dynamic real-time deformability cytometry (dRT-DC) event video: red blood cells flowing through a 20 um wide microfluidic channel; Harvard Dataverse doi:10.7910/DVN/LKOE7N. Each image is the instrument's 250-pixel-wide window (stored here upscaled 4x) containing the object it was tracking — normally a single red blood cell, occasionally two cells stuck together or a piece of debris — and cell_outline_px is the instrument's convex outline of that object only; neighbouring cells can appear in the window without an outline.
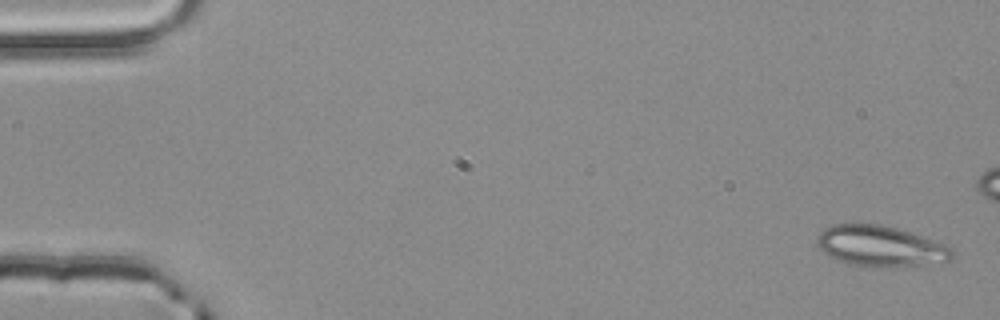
{"species": "common noctule bat (a hibernating species)", "species_latin": "Nyctalus noctula", "temperature_condition": "room temperature", "stored_images_in_passage": 6, "camera_frame_rate_fps": 3000, "um_per_image_px": 0.085, "animal": {"sex": "male", "body_mass_g": 20.4}, "frame": {"image": 1, "passage_image": 1, "time_ms": 0.0, "image_size_px": [1000, 320], "cell_outline_px": [[956, 256], [944, 264], [888, 268], [848, 264], [824, 252], [816, 244], [816, 236], [824, 228], [832, 224], [880, 224], [896, 228], [944, 244], [952, 248]], "centroid_in_image_um": [74.9, 20.95], "position_along_channel_um": 10.1, "area_um2": 32.48}}